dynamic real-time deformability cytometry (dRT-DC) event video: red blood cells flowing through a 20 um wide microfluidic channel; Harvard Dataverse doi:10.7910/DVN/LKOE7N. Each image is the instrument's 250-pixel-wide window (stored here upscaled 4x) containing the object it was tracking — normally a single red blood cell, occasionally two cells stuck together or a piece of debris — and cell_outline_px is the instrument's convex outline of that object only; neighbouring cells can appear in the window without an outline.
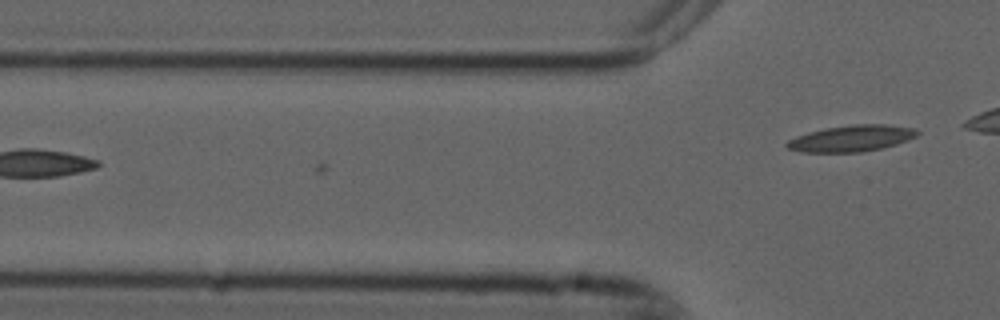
{"species": "common noctule bat (a hibernating species)", "species_latin": "Nyctalus noctula", "temperature_condition": "cold", "stored_images_in_passage": 3, "camera_frame_rate_fps": 3000, "um_per_image_px": 0.085, "animal": {"sex": "male", "forearm_length_mm": 52.5}, "frame": {"image": 1, "passage_image": 3, "time_ms": 0.667, "image_size_px": [1000, 320], "cell_outline_px": [[920, 132], [916, 136], [908, 140], [896, 144], [880, 148], [860, 152], [800, 152], [788, 148], [784, 144], [788, 140], [796, 136], [808, 132], [824, 128], [852, 124], [888, 124], [916, 128]], "centroid_in_image_um": [72.38, 11.75], "position_along_channel_um": 53.4, "area_um2": 20.11}}